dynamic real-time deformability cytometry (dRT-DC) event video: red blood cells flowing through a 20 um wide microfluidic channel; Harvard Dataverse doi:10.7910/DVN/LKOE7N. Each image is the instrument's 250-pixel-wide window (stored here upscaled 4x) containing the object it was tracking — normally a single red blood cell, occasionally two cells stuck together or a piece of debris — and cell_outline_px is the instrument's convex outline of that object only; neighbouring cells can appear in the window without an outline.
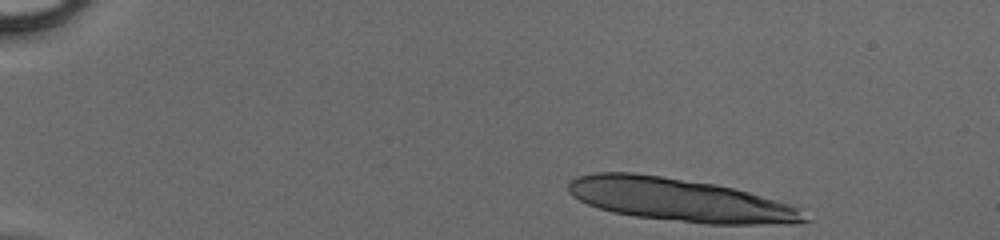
{"species": "human", "species_latin": "Homo sapiens", "temperature_condition": "cold", "stored_images_in_passage": 11, "camera_frame_rate_fps": 3000, "um_per_image_px": 0.085, "donor": {"sex": "male"}, "frame": {"image": 1, "passage_image": 1, "time_ms": 0.0, "image_size_px": [1000, 240], "cell_outline_px": [[812, 220], [792, 224], [708, 224], [636, 216], [612, 212], [588, 204], [572, 196], [568, 192], [568, 180], [576, 176], [596, 172], [636, 172], [716, 184], [748, 192], [792, 204]], "centroid_in_image_um": [57.78, 16.98], "position_along_channel_um": 27.2, "area_um2": 59.3}}